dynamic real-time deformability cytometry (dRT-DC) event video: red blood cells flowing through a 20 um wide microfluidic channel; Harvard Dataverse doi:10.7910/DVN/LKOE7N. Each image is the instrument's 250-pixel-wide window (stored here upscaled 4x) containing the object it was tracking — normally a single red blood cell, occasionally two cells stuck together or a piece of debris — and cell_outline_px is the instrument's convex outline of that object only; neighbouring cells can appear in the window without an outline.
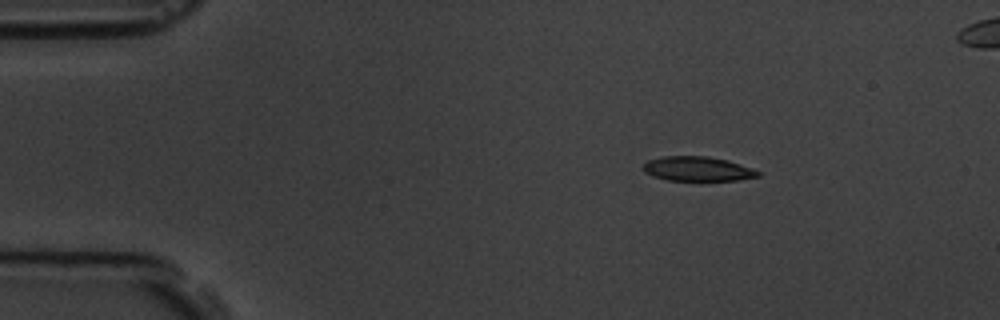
{"species": "common noctule bat (a hibernating species)", "species_latin": "Nyctalus noctula", "temperature_condition": "room temperature", "stored_images_in_passage": 15, "camera_frame_rate_fps": 3000, "um_per_image_px": 0.085, "animal": {"sex": "male", "body_mass_g": 19.5, "forearm_length_mm": 54.6}, "frame": {"image": 1, "passage_image": 3, "time_ms": 2.333, "image_size_px": [1000, 320], "cell_outline_px": [[760, 176], [736, 180], [668, 180], [652, 176], [644, 172], [644, 164], [648, 160], [664, 156], [704, 156], [728, 160], [752, 168], [760, 172]], "centroid_in_image_um": [59.29, 14.35], "position_along_channel_um": 25.7, "area_um2": 16.24}}
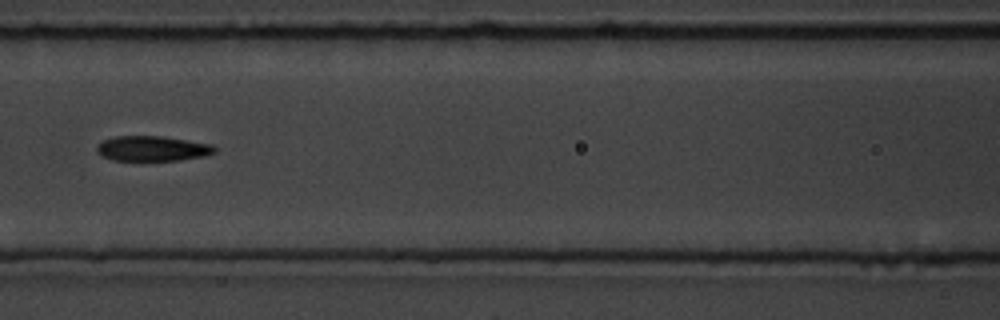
{"frame": {"image": 2, "passage_image": 7, "time_ms": 7.667, "image_size_px": [1000, 320], "cell_outline_px": [[216, 152], [204, 156], [180, 160], [112, 160], [96, 152], [96, 148], [104, 140], [116, 136], [160, 136], [212, 144], [216, 148]], "centroid_in_image_um": [12.97, 12.62], "position_along_channel_um": 153.6, "area_um2": 17.05}}
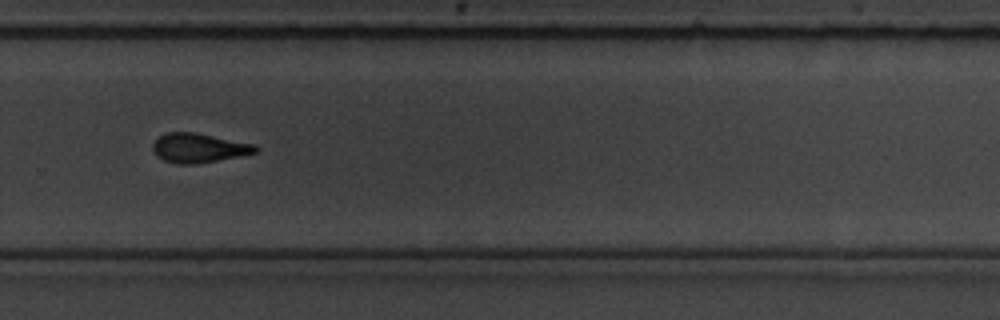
{"frame": {"image": 3, "passage_image": 11, "time_ms": 12.0, "image_size_px": [1000, 320], "cell_outline_px": [[260, 148], [256, 152], [216, 160], [192, 164], [176, 164], [164, 160], [156, 156], [152, 148], [152, 144], [164, 132], [196, 132], [256, 144]], "centroid_in_image_um": [16.87, 12.56], "position_along_channel_um": 312.9, "area_um2": 17.51}}